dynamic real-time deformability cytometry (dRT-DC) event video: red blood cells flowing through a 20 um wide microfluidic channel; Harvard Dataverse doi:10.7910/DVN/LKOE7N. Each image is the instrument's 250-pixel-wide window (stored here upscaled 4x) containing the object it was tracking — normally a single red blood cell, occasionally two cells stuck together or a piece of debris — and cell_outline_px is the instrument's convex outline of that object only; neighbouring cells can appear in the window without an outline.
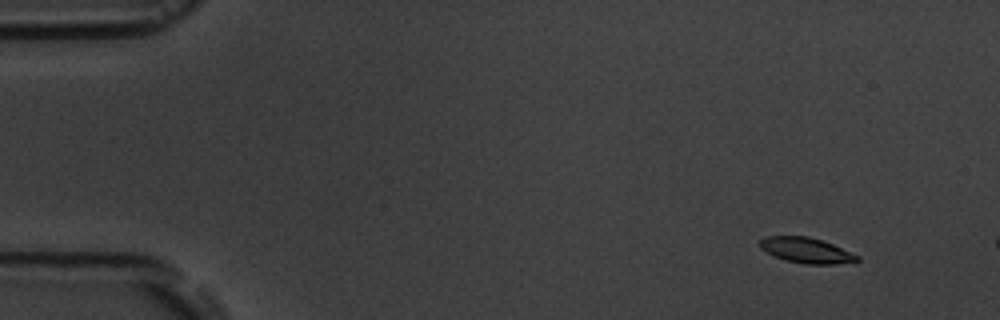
{"species": "common noctule bat (a hibernating species)", "species_latin": "Nyctalus noctula", "temperature_condition": "room temperature", "stored_images_in_passage": 3, "camera_frame_rate_fps": 3000, "um_per_image_px": 0.085, "animal": {"sex": "male", "body_mass_g": 19.5, "forearm_length_mm": 54.6}, "frame": {"image": 1, "passage_image": 2, "time_ms": 1.0, "image_size_px": [1000, 320], "cell_outline_px": [[860, 260], [832, 264], [804, 264], [784, 260], [760, 248], [760, 240], [764, 236], [808, 236], [832, 244], [860, 256]], "centroid_in_image_um": [68.52, 21.27], "position_along_channel_um": 16.5, "area_um2": 14.22}}